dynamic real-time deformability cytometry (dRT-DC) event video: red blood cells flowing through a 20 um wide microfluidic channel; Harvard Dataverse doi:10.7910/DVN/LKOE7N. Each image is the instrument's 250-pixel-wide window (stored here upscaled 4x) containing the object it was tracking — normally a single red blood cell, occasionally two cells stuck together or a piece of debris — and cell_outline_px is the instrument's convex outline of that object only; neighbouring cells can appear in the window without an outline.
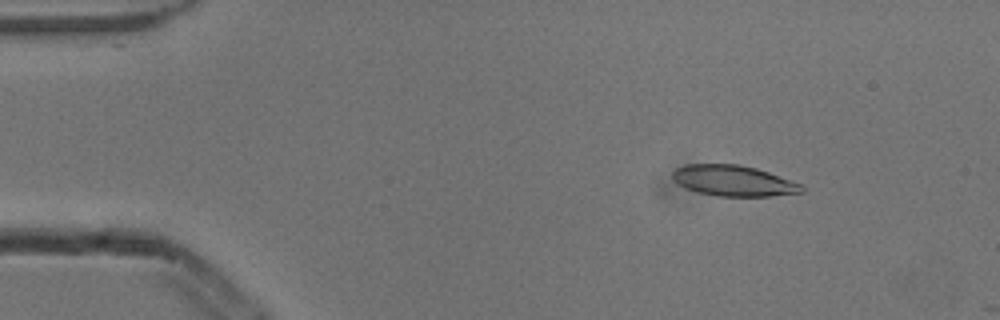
{"species": "common noctule bat (a hibernating species)", "species_latin": "Nyctalus noctula", "temperature_condition": "cold", "stored_images_in_passage": 3, "camera_frame_rate_fps": 3000, "um_per_image_px": 0.085, "animal": {"sex": "male", "body_mass_g": 13.3}, "frame": {"image": 1, "passage_image": 2, "time_ms": 0.333, "image_size_px": [1000, 320], "cell_outline_px": [[804, 192], [772, 196], [720, 196], [700, 192], [676, 184], [672, 180], [672, 172], [676, 168], [684, 164], [740, 164], [756, 168], [768, 172], [800, 184], [804, 188]], "centroid_in_image_um": [62.31, 15.35], "position_along_channel_um": 22.7, "area_um2": 23.06}}